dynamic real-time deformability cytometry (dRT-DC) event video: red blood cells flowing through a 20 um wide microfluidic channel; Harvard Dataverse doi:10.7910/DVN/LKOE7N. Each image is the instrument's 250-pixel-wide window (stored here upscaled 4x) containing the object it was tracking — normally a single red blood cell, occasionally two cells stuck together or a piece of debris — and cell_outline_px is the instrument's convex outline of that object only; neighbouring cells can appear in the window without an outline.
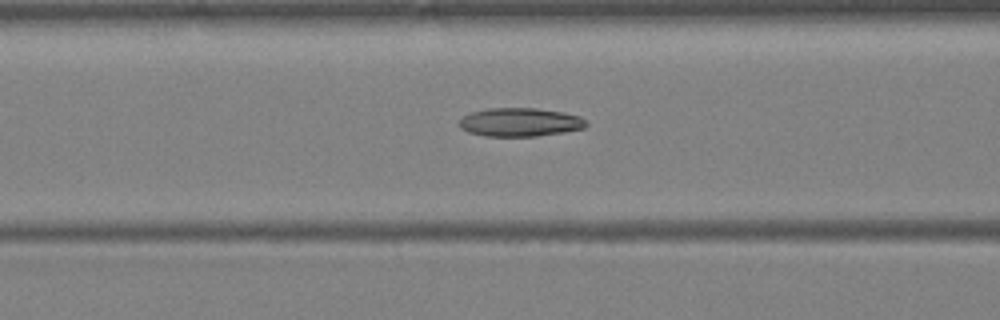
{"species": "Egyptian fruit bat (a non-hibernating species)", "species_latin": "Rousettus aegyptiacus", "temperature_condition": "warm", "stored_images_in_passage": 36, "camera_frame_rate_fps": 3000, "um_per_image_px": 0.085, "animal": {"sex": "female"}, "frame": {"image": 1, "passage_image": 17, "time_ms": 5.333, "image_size_px": [1000, 320], "cell_outline_px": [[588, 124], [584, 128], [564, 132], [536, 136], [484, 136], [468, 132], [460, 128], [460, 120], [464, 116], [472, 112], [488, 108], [536, 108], [564, 112], [580, 116], [588, 120]], "centroid_in_image_um": [44.24, 10.38], "position_along_channel_um": 122.4, "area_um2": 21.21}}
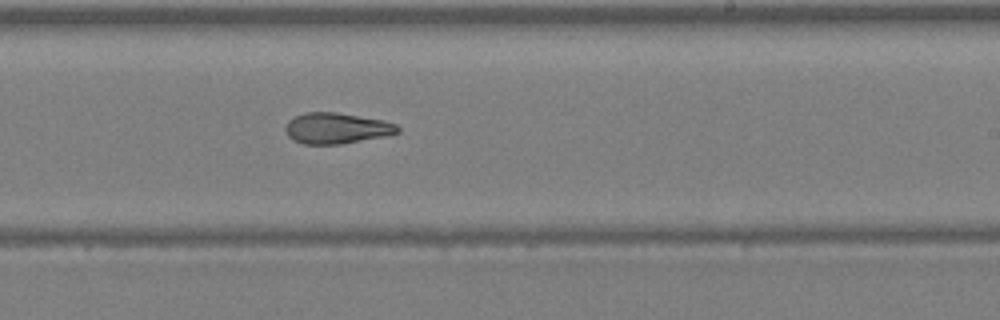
{"frame": {"image": 2, "passage_image": 25, "time_ms": 8.0, "image_size_px": [1000, 320], "cell_outline_px": [[400, 132], [340, 144], [304, 144], [292, 140], [288, 136], [284, 128], [288, 120], [292, 116], [304, 112], [336, 112], [384, 120], [396, 124], [400, 128]], "centroid_in_image_um": [28.54, 10.88], "position_along_channel_um": 260.5, "area_um2": 20.17}}
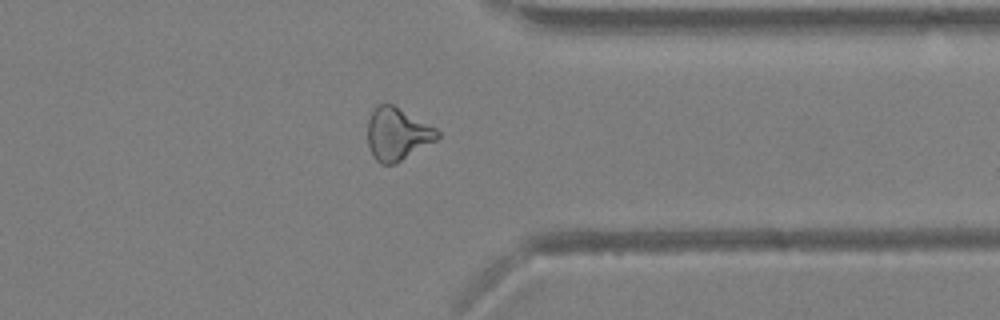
{"frame": {"image": 3, "passage_image": 32, "time_ms": 10.333, "image_size_px": [1000, 320], "cell_outline_px": [[440, 136], [436, 140], [396, 164], [380, 164], [372, 156], [368, 144], [368, 120], [372, 108], [376, 104], [392, 104], [436, 128], [440, 132]], "centroid_in_image_um": [33.75, 11.39], "position_along_channel_um": 377.7, "area_um2": 21.44}}